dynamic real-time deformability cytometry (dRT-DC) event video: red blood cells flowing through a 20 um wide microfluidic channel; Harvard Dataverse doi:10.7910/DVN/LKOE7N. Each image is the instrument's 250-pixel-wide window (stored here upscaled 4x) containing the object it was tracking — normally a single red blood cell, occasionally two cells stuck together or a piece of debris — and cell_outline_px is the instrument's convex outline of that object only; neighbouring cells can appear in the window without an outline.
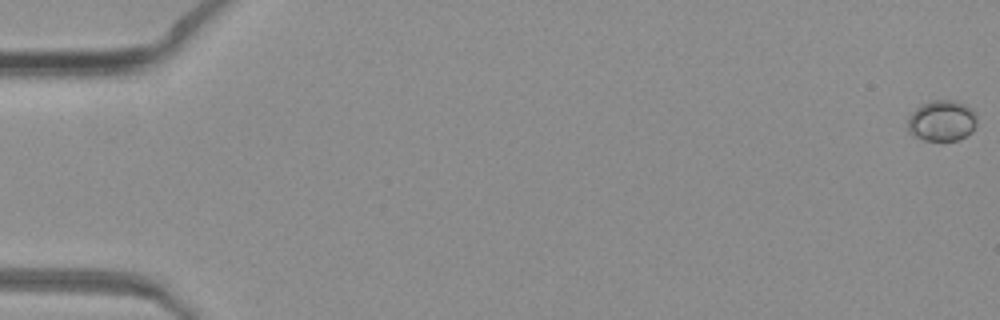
{"species": "common noctule bat (a hibernating species)", "species_latin": "Nyctalus noctula", "temperature_condition": "warm", "stored_images_in_passage": 25, "camera_frame_rate_fps": 3000, "um_per_image_px": 0.085, "animal": {"sex": "female", "body_mass_g": 19.3, "forearm_length_mm": 54.1}, "frame": {"image": 1, "passage_image": 1, "time_ms": 0.0, "image_size_px": [1000, 320], "cell_outline_px": [[976, 124], [972, 132], [956, 140], [924, 140], [908, 132], [908, 116], [920, 104], [932, 100], [952, 100], [964, 104], [972, 108], [976, 112]], "centroid_in_image_um": [80.06, 10.24], "position_along_channel_um": 4.9, "area_um2": 16.53}}
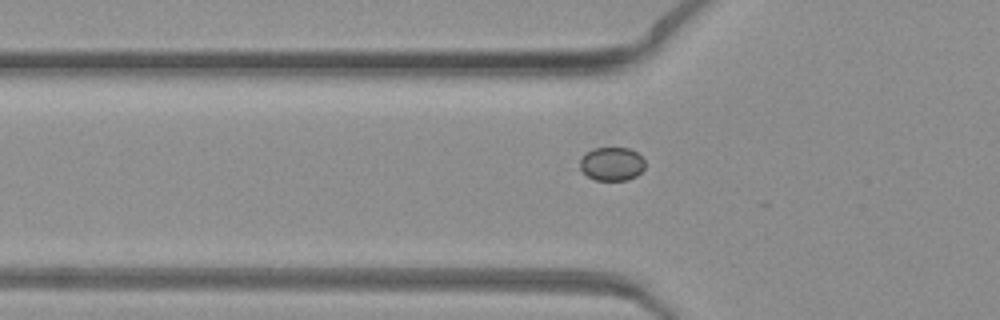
{"frame": {"image": 2, "passage_image": 18, "time_ms": 5.667, "image_size_px": [1000, 320], "cell_outline_px": [[644, 168], [636, 176], [628, 180], [596, 180], [588, 176], [580, 168], [580, 156], [584, 152], [592, 148], [628, 148], [636, 152], [644, 160]], "centroid_in_image_um": [51.97, 13.92], "position_along_channel_um": 73.8, "area_um2": 12.77}}
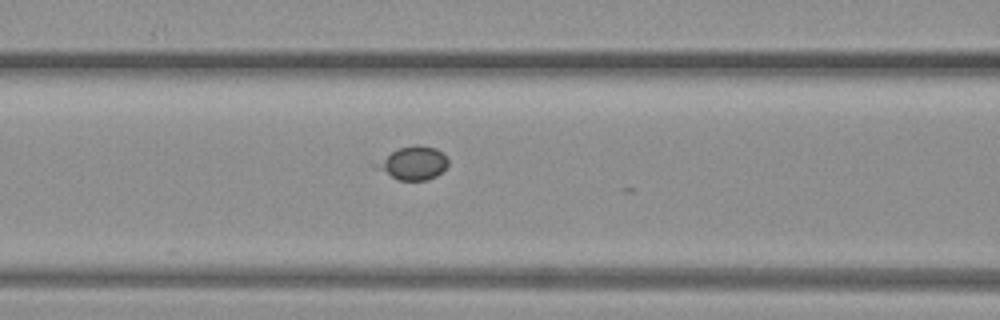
{"frame": {"image": 3, "passage_image": 22, "time_ms": 7.0, "image_size_px": [1000, 320], "cell_outline_px": [[448, 164], [436, 176], [428, 180], [396, 180], [376, 168], [376, 164], [392, 152], [400, 148], [416, 144], [420, 144], [436, 148], [448, 160]], "centroid_in_image_um": [35.14, 13.87], "position_along_channel_um": 131.5, "area_um2": 13.58}}